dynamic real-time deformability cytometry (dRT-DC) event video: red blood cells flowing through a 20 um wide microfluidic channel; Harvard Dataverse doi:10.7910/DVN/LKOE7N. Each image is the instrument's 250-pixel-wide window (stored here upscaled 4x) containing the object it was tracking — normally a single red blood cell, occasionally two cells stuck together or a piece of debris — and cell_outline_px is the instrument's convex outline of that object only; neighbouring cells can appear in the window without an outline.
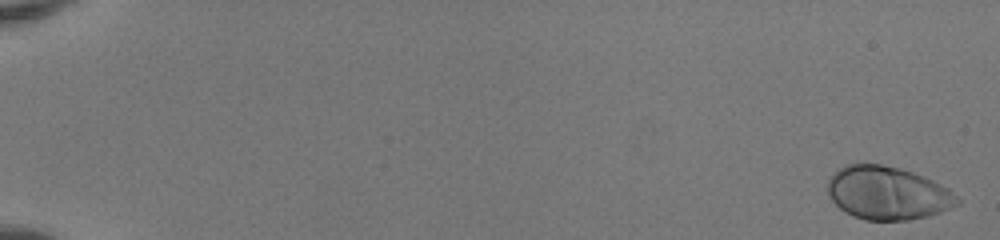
{"species": "human", "species_latin": "Homo sapiens", "temperature_condition": "room temperature", "stored_images_in_passage": 51, "camera_frame_rate_fps": 3000, "um_per_image_px": 0.085, "donor": {"sex": "female"}, "frame": {"image": 1, "passage_image": 1, "time_ms": 0.0, "image_size_px": [1000, 240], "cell_outline_px": [[960, 204], [940, 212], [908, 220], [864, 220], [852, 216], [844, 212], [828, 196], [828, 180], [844, 164], [880, 164], [900, 168], [924, 176], [948, 188], [960, 200]], "centroid_in_image_um": [75.43, 16.41], "position_along_channel_um": 9.6, "area_um2": 40.06}}
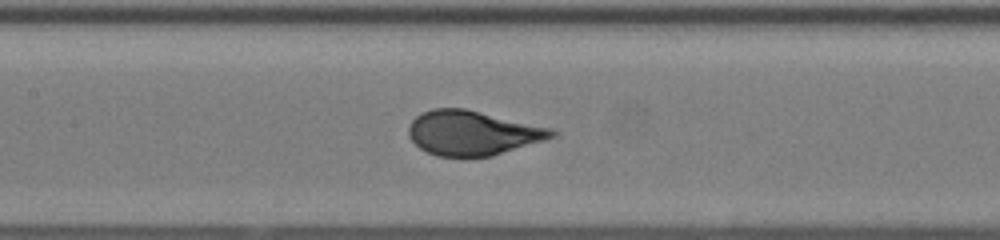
{"frame": {"image": 2, "passage_image": 27, "time_ms": 8.667, "image_size_px": [1000, 240], "cell_outline_px": [[556, 136], [544, 140], [492, 156], [436, 156], [420, 148], [408, 136], [408, 128], [412, 120], [416, 116], [432, 108], [464, 108], [552, 128], [556, 132]], "centroid_in_image_um": [40.15, 11.29], "position_along_channel_um": 167.2, "area_um2": 36.88}}
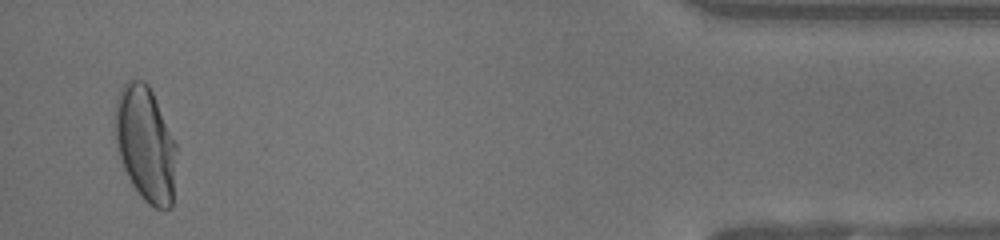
{"frame": {"image": 3, "passage_image": 50, "time_ms": 16.333, "image_size_px": [1000, 240], "cell_outline_px": [[176, 152], [172, 208], [156, 208], [148, 204], [140, 196], [132, 184], [124, 168], [116, 144], [116, 100], [120, 88], [128, 80], [144, 80], [148, 84], [176, 140]], "centroid_in_image_um": [12.39, 12.23], "position_along_channel_um": 422.8, "area_um2": 41.04}, "authors_computed_cell_mechanics": {"area_um2": 38.0902, "velocity_mm_per_s": 4.1256, "shape_relaxation_time_tau1_ms": 2.7832, "shape_relaxation_time_tau2_ms": null, "deformation_change_tau1": 0.2061, "deformation_change_tau2": null}}